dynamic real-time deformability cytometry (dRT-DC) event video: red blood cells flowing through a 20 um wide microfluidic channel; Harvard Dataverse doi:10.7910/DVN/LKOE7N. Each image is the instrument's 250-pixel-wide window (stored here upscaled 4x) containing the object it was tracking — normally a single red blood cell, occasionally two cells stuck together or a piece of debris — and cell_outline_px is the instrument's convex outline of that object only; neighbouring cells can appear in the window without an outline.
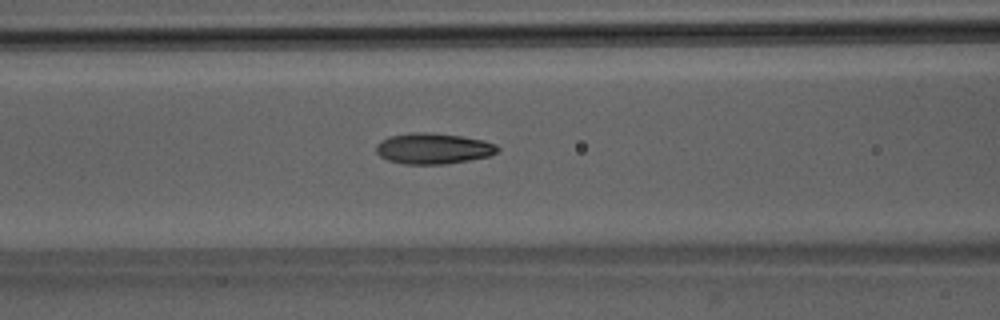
{"species": "Egyptian fruit bat (a non-hibernating species)", "species_latin": "Rousettus aegyptiacus", "temperature_condition": "room temperature", "stored_images_in_passage": 48, "camera_frame_rate_fps": 3000, "um_per_image_px": 0.085, "animal": {"sex": "male"}, "frame": {"image": 1, "passage_image": 19, "time_ms": 6.0, "image_size_px": [1000, 320], "cell_outline_px": [[500, 148], [496, 152], [488, 156], [468, 160], [444, 164], [404, 164], [388, 160], [380, 156], [376, 152], [376, 144], [380, 140], [388, 136], [408, 132], [428, 132], [460, 136], [484, 140], [496, 144]], "centroid_in_image_um": [36.78, 12.61], "position_along_channel_um": 129.8, "area_um2": 21.91}}
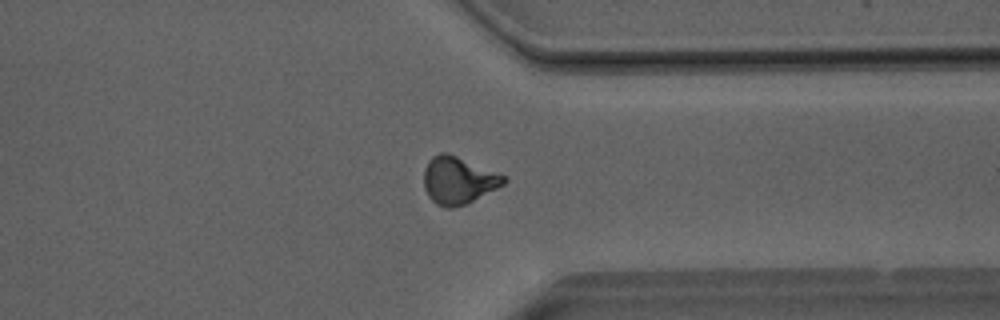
{"frame": {"image": 2, "passage_image": 37, "time_ms": 12.0, "image_size_px": [1000, 320], "cell_outline_px": [[508, 180], [504, 184], [464, 204], [452, 208], [444, 208], [436, 204], [428, 196], [424, 188], [424, 168], [428, 160], [432, 156], [440, 152], [448, 152], [508, 176]], "centroid_in_image_um": [38.94, 15.3], "position_along_channel_um": 372.5, "area_um2": 22.14}}
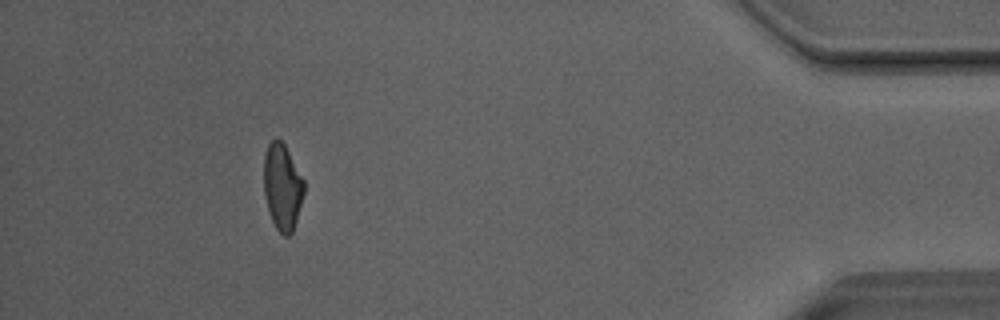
{"frame": {"image": 3, "passage_image": 44, "time_ms": 14.333, "image_size_px": [1000, 320], "cell_outline_px": [[304, 192], [296, 220], [292, 232], [288, 236], [284, 236], [276, 228], [272, 220], [264, 196], [264, 156], [268, 144], [272, 140], [280, 140], [284, 144], [304, 180]], "centroid_in_image_um": [23.99, 15.89], "position_along_channel_um": 411.2, "area_um2": 19.88}, "authors_computed_cell_mechanics": {"area_um2": 21.0681, "velocity_mm_per_s": 4.0753, "shape_relaxation_time_tau1_ms": 5.0762, "shape_relaxation_time_tau2_ms": 1.89, "deformation_change_tau1": 0.1668, "deformation_change_tau2": 0.0889}}